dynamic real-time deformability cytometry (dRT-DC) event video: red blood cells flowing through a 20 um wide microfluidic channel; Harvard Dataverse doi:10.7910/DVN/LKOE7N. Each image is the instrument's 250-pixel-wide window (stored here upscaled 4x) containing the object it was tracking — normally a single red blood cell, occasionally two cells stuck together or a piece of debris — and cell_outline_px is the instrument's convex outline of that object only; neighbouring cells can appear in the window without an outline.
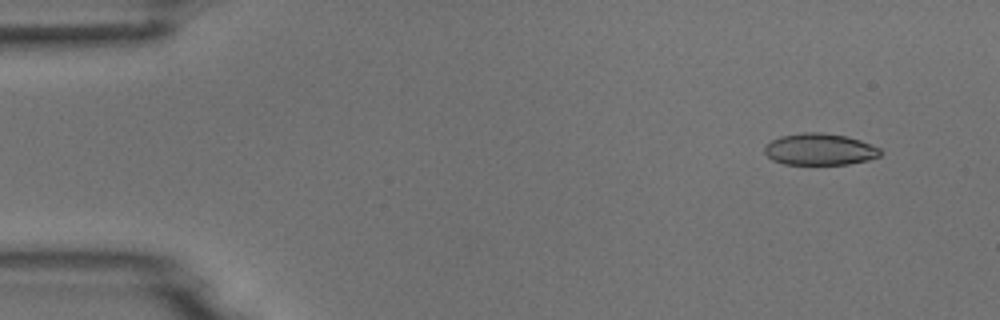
{"species": "common noctule bat (a hibernating species)", "species_latin": "Nyctalus noctula", "temperature_condition": "room temperature", "stored_images_in_passage": 5, "camera_frame_rate_fps": 3000, "um_per_image_px": 0.085, "animal": {"sex": "male", "body_mass_g": 18.8}, "frame": {"image": 1, "passage_image": 2, "time_ms": 1.0, "image_size_px": [1000, 320], "cell_outline_px": [[880, 156], [868, 160], [848, 164], [784, 164], [772, 160], [764, 152], [764, 148], [772, 140], [780, 136], [804, 132], [820, 132], [848, 136], [860, 140], [880, 148]], "centroid_in_image_um": [69.68, 12.69], "position_along_channel_um": 15.3, "area_um2": 21.33}}
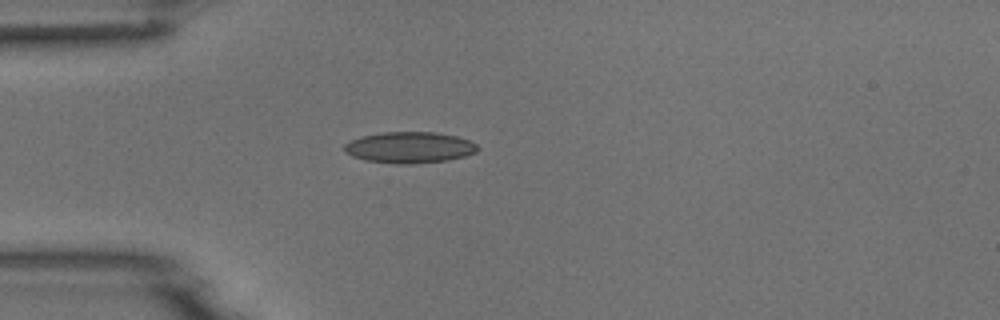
{"frame": {"image": 2, "passage_image": 5, "time_ms": 4.333, "image_size_px": [1000, 320], "cell_outline_px": [[480, 148], [476, 152], [464, 156], [448, 160], [416, 164], [396, 164], [364, 160], [352, 156], [344, 152], [344, 144], [348, 140], [360, 136], [380, 132], [436, 132], [456, 136], [468, 140], [476, 144]], "centroid_in_image_um": [34.77, 12.53], "position_along_channel_um": 50.2, "area_um2": 24.57}}